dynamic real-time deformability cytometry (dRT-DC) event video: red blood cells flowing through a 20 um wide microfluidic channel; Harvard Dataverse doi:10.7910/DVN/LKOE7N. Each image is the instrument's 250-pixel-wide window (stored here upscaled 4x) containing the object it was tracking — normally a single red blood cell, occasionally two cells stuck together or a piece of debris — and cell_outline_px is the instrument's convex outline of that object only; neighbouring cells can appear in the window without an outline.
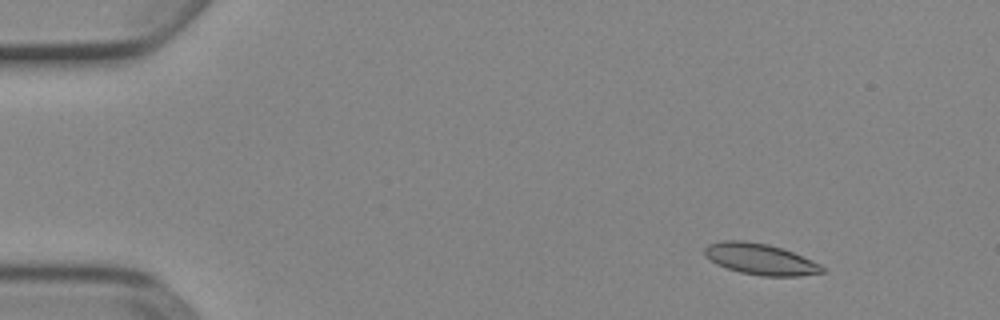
{"species": "Egyptian fruit bat (a non-hibernating species)", "species_latin": "Rousettus aegyptiacus", "temperature_condition": "cold", "stored_images_in_passage": 53, "camera_frame_rate_fps": 3000, "um_per_image_px": 0.085, "animal": {"sex": "female"}, "frame": {"image": 1, "passage_image": 7, "time_ms": 2.0, "image_size_px": [1000, 320], "cell_outline_px": [[824, 272], [800, 276], [764, 276], [740, 272], [716, 264], [704, 256], [704, 248], [708, 244], [724, 240], [744, 240], [768, 244], [792, 252], [820, 264], [824, 268]], "centroid_in_image_um": [64.59, 22.02], "position_along_channel_um": 20.4, "area_um2": 21.21}}
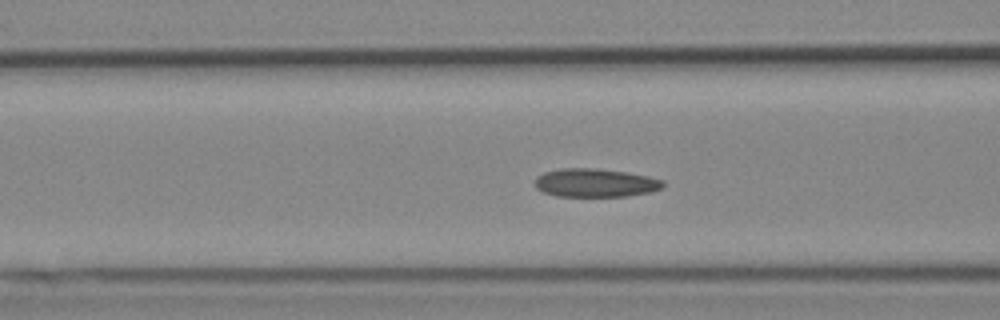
{"frame": {"image": 2, "passage_image": 22, "time_ms": 7.0, "image_size_px": [1000, 320], "cell_outline_px": [[664, 188], [652, 192], [628, 196], [556, 196], [544, 192], [536, 188], [536, 176], [544, 172], [560, 168], [596, 168], [624, 172], [648, 176], [664, 180]], "centroid_in_image_um": [50.63, 15.54], "position_along_channel_um": 116.0, "area_um2": 21.33}}
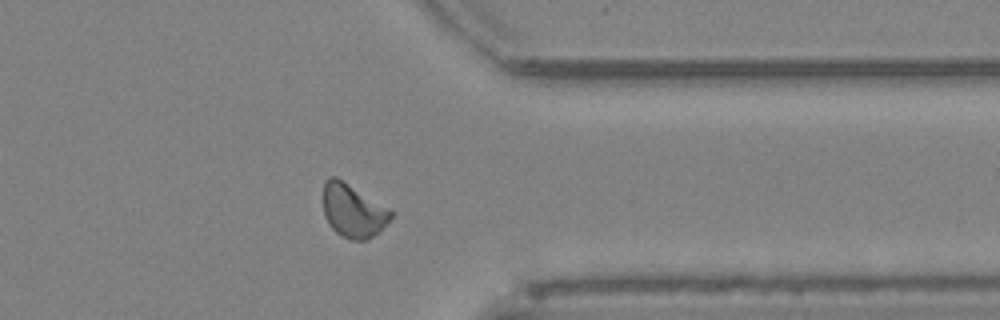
{"frame": {"image": 3, "passage_image": 43, "time_ms": 14.0, "image_size_px": [1000, 320], "cell_outline_px": [[392, 216], [380, 232], [368, 240], [348, 240], [336, 232], [328, 224], [324, 216], [324, 184], [328, 176], [336, 176], [388, 208], [392, 212]], "centroid_in_image_um": [30.0, 17.94], "position_along_channel_um": 381.4, "area_um2": 20.98}, "authors_computed_cell_mechanics": {"area_um2": 20.9236, "velocity_mm_per_s": 3.8652, "shape_relaxation_time_tau1_ms": null, "shape_relaxation_time_tau2_ms": 2.4859, "deformation_change_tau1": null, "deformation_change_tau2": 0.0734}}